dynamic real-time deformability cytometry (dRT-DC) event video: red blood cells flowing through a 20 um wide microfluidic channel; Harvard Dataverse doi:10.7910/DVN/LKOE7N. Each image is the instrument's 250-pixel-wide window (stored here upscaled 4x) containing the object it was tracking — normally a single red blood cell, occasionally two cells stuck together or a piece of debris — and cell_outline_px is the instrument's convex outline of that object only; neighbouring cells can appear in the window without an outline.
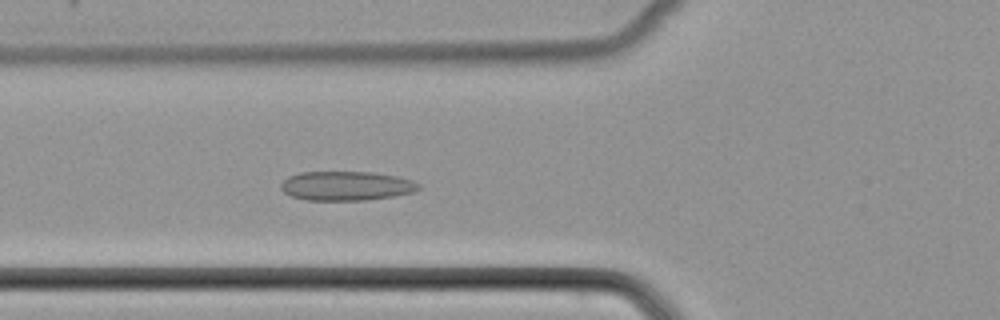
{"species": "common noctule bat (a hibernating species)", "species_latin": "Nyctalus noctula", "temperature_condition": "cold", "stored_images_in_passage": 41, "camera_frame_rate_fps": 3000, "um_per_image_px": 0.085, "animal": {"sex": "female", "body_mass_g": 22.7, "forearm_length_mm": 54.2}, "frame": {"image": 1, "passage_image": 14, "time_ms": 4.333, "image_size_px": [1000, 320], "cell_outline_px": [[420, 188], [416, 192], [392, 196], [364, 200], [304, 200], [292, 196], [284, 192], [280, 188], [280, 184], [288, 176], [300, 172], [372, 172], [396, 176], [412, 180], [420, 184]], "centroid_in_image_um": [29.43, 15.8], "position_along_channel_um": 96.4, "area_um2": 23.52}}
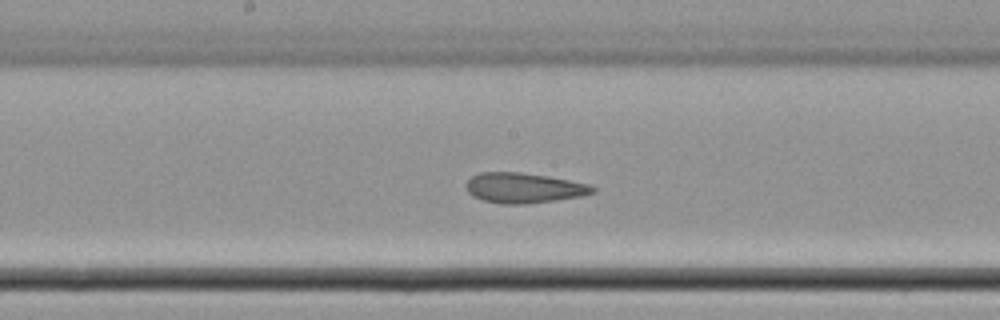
{"frame": {"image": 2, "passage_image": 22, "time_ms": 7.0, "image_size_px": [1000, 320], "cell_outline_px": [[596, 192], [580, 196], [556, 200], [524, 204], [500, 204], [484, 200], [472, 196], [468, 192], [468, 180], [472, 176], [480, 172], [520, 172], [548, 176], [588, 184], [596, 188]], "centroid_in_image_um": [44.53, 15.97], "position_along_channel_um": 203.7, "area_um2": 22.08}}
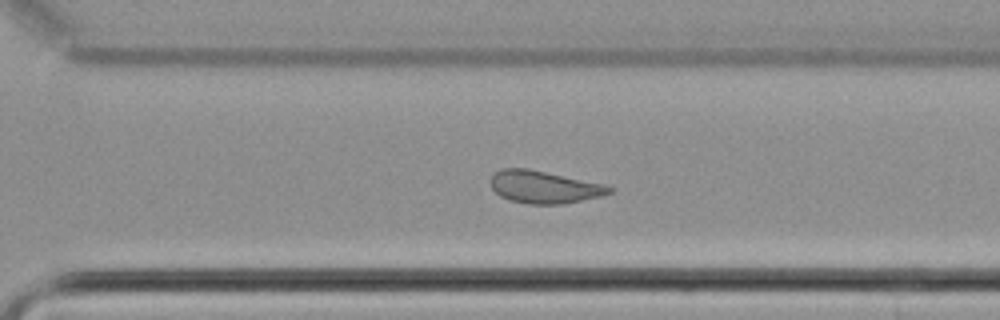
{"frame": {"image": 3, "passage_image": 31, "time_ms": 10.0, "image_size_px": [1000, 320], "cell_outline_px": [[616, 188], [612, 192], [600, 196], [564, 204], [528, 204], [508, 200], [500, 196], [492, 188], [492, 176], [500, 168], [528, 168], [600, 184]], "centroid_in_image_um": [46.22, 15.91], "position_along_channel_um": 324.4, "area_um2": 22.14}}